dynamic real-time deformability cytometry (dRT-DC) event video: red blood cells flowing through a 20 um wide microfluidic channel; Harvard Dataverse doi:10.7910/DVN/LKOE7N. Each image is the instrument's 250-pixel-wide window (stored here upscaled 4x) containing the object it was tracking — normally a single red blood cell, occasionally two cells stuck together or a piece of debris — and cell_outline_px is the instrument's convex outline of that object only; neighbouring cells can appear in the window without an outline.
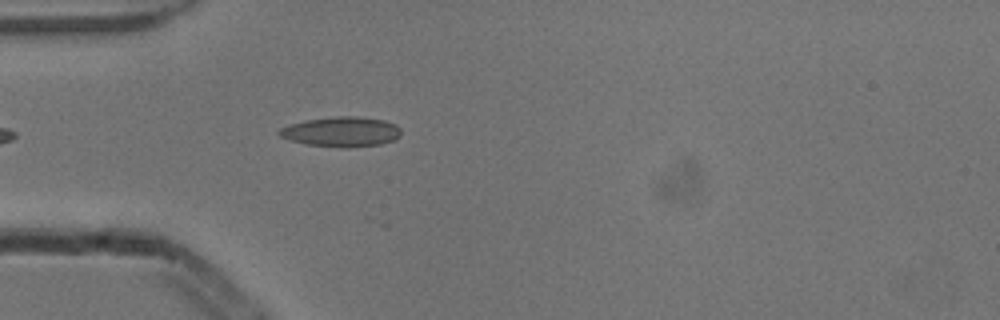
{"species": "common noctule bat (a hibernating species)", "species_latin": "Nyctalus noctula", "temperature_condition": "cold", "stored_images_in_passage": 3, "camera_frame_rate_fps": 3000, "um_per_image_px": 0.085, "animal": {"sex": "male", "body_mass_g": 13.3}, "frame": {"image": 1, "passage_image": 3, "time_ms": 0.667, "image_size_px": [1000, 320], "cell_outline_px": [[400, 136], [392, 140], [380, 144], [344, 148], [308, 144], [292, 140], [280, 136], [276, 132], [280, 128], [288, 124], [308, 120], [332, 116], [360, 116], [384, 120], [396, 124], [400, 128]], "centroid_in_image_um": [29.02, 11.18], "position_along_channel_um": 56.0, "area_um2": 21.21}}